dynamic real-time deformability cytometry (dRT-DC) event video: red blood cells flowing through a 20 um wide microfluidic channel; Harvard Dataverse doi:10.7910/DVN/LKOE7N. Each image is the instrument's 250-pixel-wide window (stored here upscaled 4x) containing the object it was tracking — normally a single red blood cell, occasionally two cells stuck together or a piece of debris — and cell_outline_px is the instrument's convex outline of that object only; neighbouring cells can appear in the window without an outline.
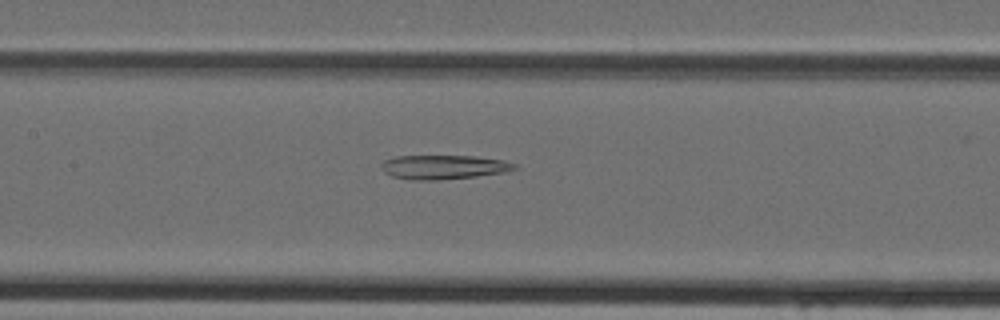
{"species": "Egyptian fruit bat (a non-hibernating species)", "species_latin": "Rousettus aegyptiacus", "temperature_condition": "cold", "stored_images_in_passage": 42, "camera_frame_rate_fps": 3000, "um_per_image_px": 0.085, "animal": {"sex": "female"}, "frame": {"image": 1, "passage_image": 18, "time_ms": 5.667, "image_size_px": [1000, 320], "cell_outline_px": [[520, 168], [504, 172], [476, 176], [440, 180], [412, 180], [392, 176], [384, 172], [380, 168], [380, 164], [384, 160], [396, 156], [476, 156], [504, 160], [516, 164]], "centroid_in_image_um": [37.71, 14.2], "position_along_channel_um": 169.7, "area_um2": 18.9}}
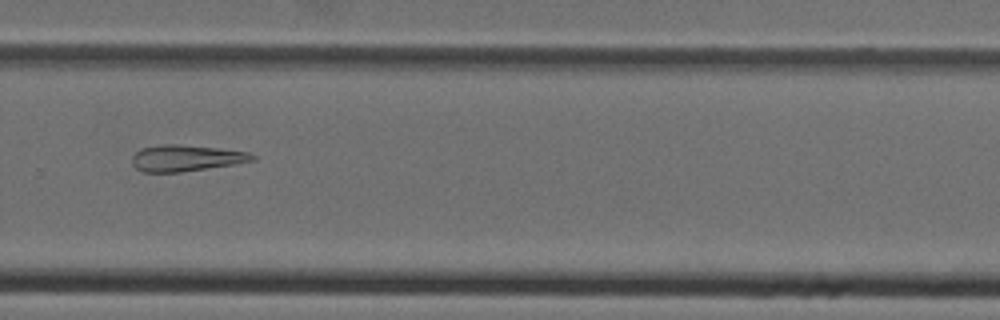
{"frame": {"image": 2, "passage_image": 28, "time_ms": 9.0, "image_size_px": [1000, 320], "cell_outline_px": [[256, 160], [236, 164], [180, 172], [144, 172], [136, 168], [132, 164], [132, 156], [140, 148], [160, 144], [176, 144], [216, 148], [248, 152], [256, 156]], "centroid_in_image_um": [15.8, 13.44], "position_along_channel_um": 314.0, "area_um2": 18.44}}
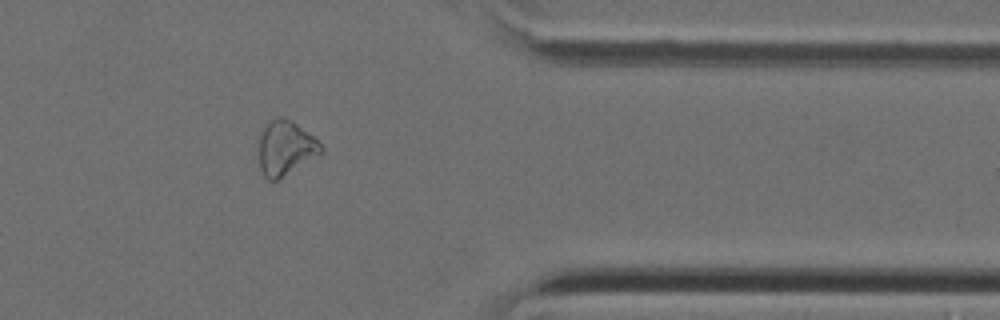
{"frame": {"image": 3, "passage_image": 34, "time_ms": 11.0, "image_size_px": [1000, 320], "cell_outline_px": [[324, 152], [276, 180], [268, 180], [264, 176], [260, 168], [256, 156], [260, 132], [268, 120], [276, 116], [280, 116], [292, 120], [312, 136], [324, 148]], "centroid_in_image_um": [24.2, 12.55], "position_along_channel_um": 387.2, "area_um2": 20.11}}